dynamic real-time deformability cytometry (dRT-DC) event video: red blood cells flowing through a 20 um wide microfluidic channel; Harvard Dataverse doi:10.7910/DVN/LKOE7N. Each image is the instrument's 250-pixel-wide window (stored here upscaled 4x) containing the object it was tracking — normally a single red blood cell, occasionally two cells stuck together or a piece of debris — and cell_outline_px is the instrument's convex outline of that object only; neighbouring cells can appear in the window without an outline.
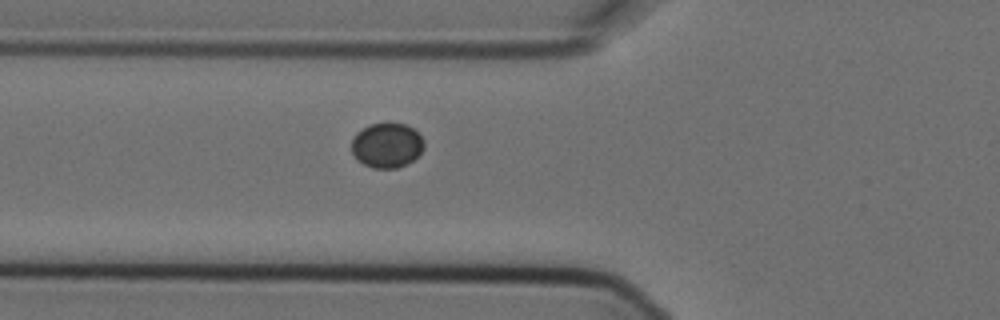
{"species": "Egyptian fruit bat (a non-hibernating species)", "species_latin": "Rousettus aegyptiacus", "temperature_condition": "cold", "stored_images_in_passage": 5, "camera_frame_rate_fps": 3000, "um_per_image_px": 0.085, "animal": {"sex": "female"}, "frame": {"image": 1, "passage_image": 5, "time_ms": 1.333, "image_size_px": [1000, 320], "cell_outline_px": [[424, 148], [412, 160], [396, 168], [372, 168], [356, 160], [352, 152], [352, 140], [356, 132], [368, 124], [404, 124], [412, 128], [424, 140]], "centroid_in_image_um": [32.84, 12.35], "position_along_channel_um": 93.0, "area_um2": 18.73}}